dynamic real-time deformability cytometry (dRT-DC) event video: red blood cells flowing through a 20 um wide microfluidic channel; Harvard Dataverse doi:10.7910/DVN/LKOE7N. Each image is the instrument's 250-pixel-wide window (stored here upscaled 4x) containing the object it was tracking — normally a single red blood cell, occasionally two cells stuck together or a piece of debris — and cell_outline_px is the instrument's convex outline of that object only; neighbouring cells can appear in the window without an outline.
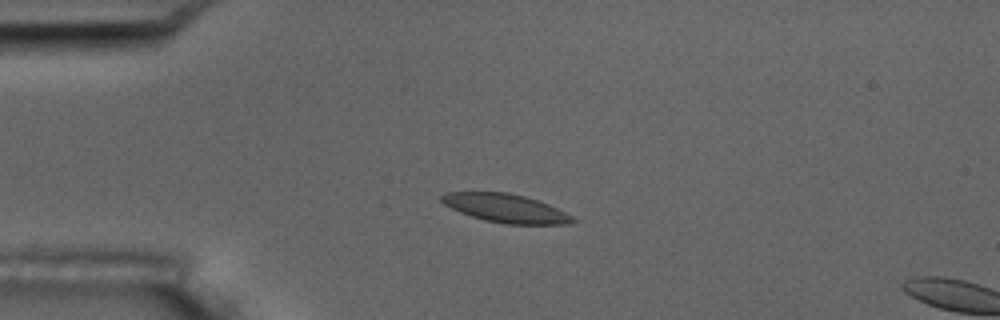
{"species": "common noctule bat (a hibernating species)", "species_latin": "Nyctalus noctula", "temperature_condition": "room temperature", "stored_images_in_passage": 4, "camera_frame_rate_fps": 3000, "um_per_image_px": 0.085, "animal": {"sex": "male", "body_mass_g": 17.5, "forearm_length_mm": 52.3}, "frame": {"image": 1, "passage_image": 3, "time_ms": 2.333, "image_size_px": [1000, 320], "cell_outline_px": [[576, 220], [568, 224], [508, 224], [484, 220], [460, 212], [444, 204], [440, 200], [440, 196], [444, 192], [508, 192], [524, 196], [548, 204], [572, 216]], "centroid_in_image_um": [42.95, 17.69], "position_along_channel_um": 42.1, "area_um2": 21.56}}